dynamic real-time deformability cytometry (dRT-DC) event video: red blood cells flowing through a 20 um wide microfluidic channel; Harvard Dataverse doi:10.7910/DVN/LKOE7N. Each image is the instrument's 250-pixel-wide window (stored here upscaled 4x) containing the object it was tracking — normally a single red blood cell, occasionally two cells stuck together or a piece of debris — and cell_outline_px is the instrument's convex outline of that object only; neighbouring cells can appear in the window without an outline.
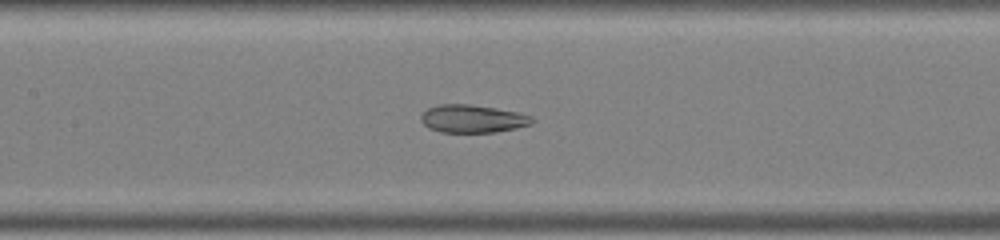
{"species": "common noctule bat (a hibernating species)", "species_latin": "Nyctalus noctula", "temperature_condition": "warm", "stored_images_in_passage": 30, "camera_frame_rate_fps": 3000, "um_per_image_px": 0.085, "animal": {"sex": "male", "body_mass_g": 19.0, "forearm_length_mm": 50.8}, "frame": {"image": 1, "passage_image": 15, "time_ms": 4.667, "image_size_px": [1000, 240], "cell_outline_px": [[536, 120], [532, 124], [516, 128], [496, 132], [440, 132], [428, 128], [420, 120], [420, 116], [428, 108], [440, 104], [468, 104], [496, 108], [516, 112], [532, 116]], "centroid_in_image_um": [40.18, 10.1], "position_along_channel_um": 167.2, "area_um2": 18.09}}
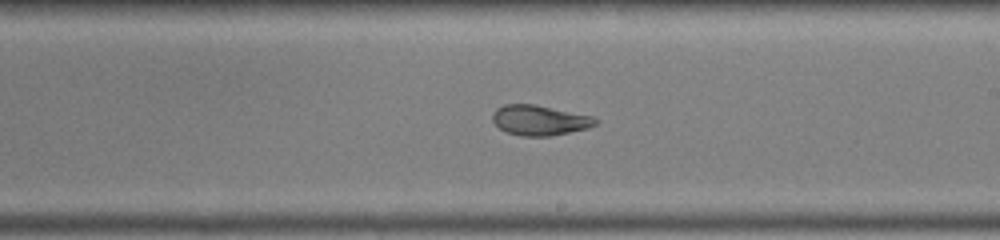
{"frame": {"image": 2, "passage_image": 20, "time_ms": 6.333, "image_size_px": [1000, 240], "cell_outline_px": [[600, 120], [596, 124], [588, 128], [548, 136], [520, 136], [508, 132], [500, 128], [492, 120], [492, 112], [496, 108], [504, 104], [536, 104], [592, 116]], "centroid_in_image_um": [45.86, 10.21], "position_along_channel_um": 243.1, "area_um2": 18.09}}
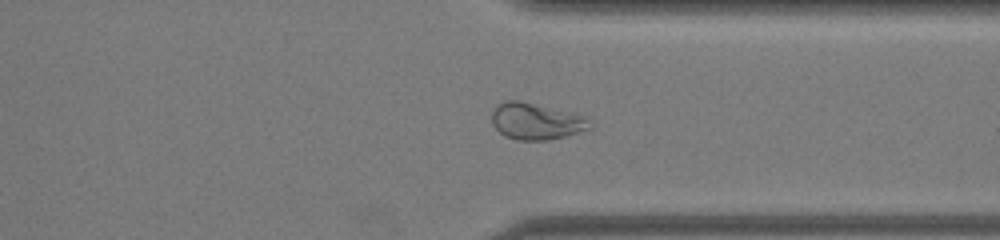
{"frame": {"image": 3, "passage_image": 28, "time_ms": 9.0, "image_size_px": [1000, 240], "cell_outline_px": [[592, 128], [564, 136], [548, 140], [516, 140], [504, 136], [492, 124], [492, 112], [504, 100], [520, 100], [576, 112], [588, 116], [592, 120]], "centroid_in_image_um": [45.64, 10.29], "position_along_channel_um": 365.8, "area_um2": 21.33}}